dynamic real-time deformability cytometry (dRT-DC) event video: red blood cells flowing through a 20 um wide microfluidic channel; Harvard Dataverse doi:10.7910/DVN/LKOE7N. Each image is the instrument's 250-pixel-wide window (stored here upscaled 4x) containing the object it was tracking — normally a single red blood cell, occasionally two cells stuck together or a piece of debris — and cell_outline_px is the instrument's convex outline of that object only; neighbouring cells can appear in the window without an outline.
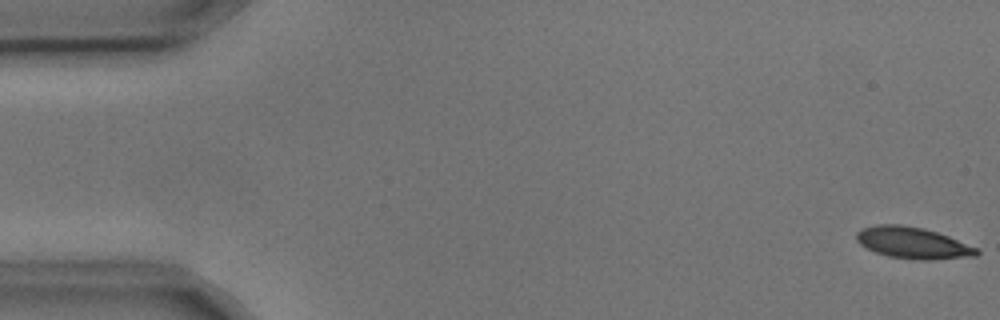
{"species": "common noctule bat (a hibernating species)", "species_latin": "Nyctalus noctula", "temperature_condition": "cold", "stored_images_in_passage": 6, "camera_frame_rate_fps": 3000, "um_per_image_px": 0.085, "animal": {"sex": "male", "body_mass_g": 17.9, "forearm_length_mm": 54.2}, "frame": {"image": 1, "passage_image": 1, "time_ms": 0.0, "image_size_px": [1000, 320], "cell_outline_px": [[980, 252], [976, 256], [928, 260], [920, 260], [888, 256], [876, 252], [860, 244], [856, 240], [856, 232], [864, 228], [876, 224], [900, 224], [924, 228], [948, 236], [980, 248]], "centroid_in_image_um": [77.62, 20.64], "position_along_channel_um": 7.4, "area_um2": 22.08}}
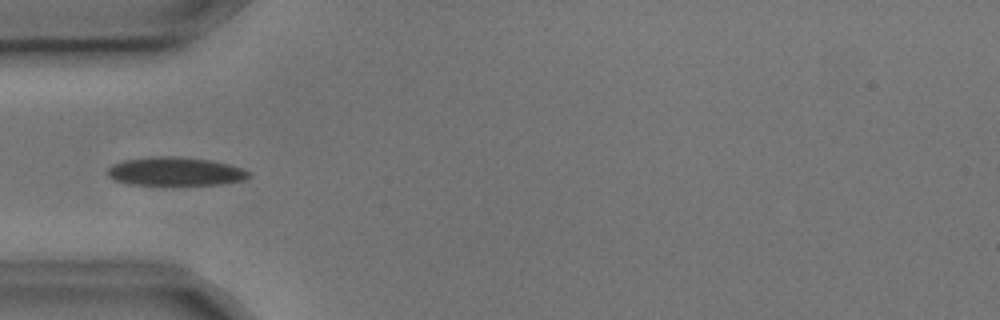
{"frame": {"image": 2, "passage_image": 4, "time_ms": 1.0, "image_size_px": [1000, 320], "cell_outline_px": [[248, 176], [244, 180], [220, 184], [132, 184], [112, 180], [104, 172], [112, 164], [124, 160], [156, 156], [172, 156], [208, 160], [228, 164], [240, 168], [248, 172]], "centroid_in_image_um": [14.81, 14.57], "position_along_channel_um": 70.2, "area_um2": 23.12}}
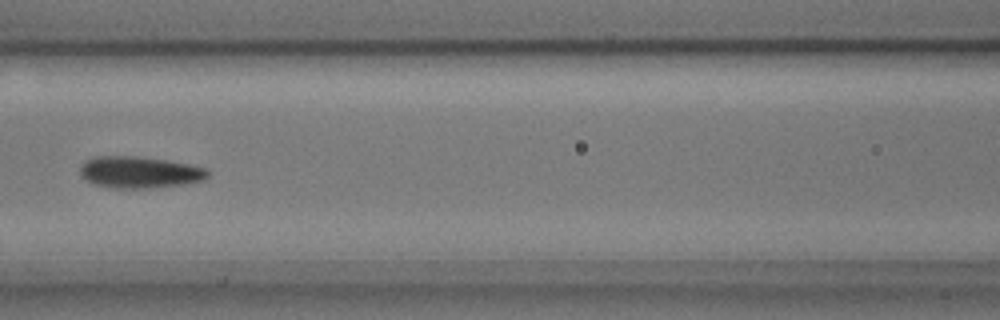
{"frame": {"image": 3, "passage_image": 6, "time_ms": 1.667, "image_size_px": [1000, 320], "cell_outline_px": [[208, 176], [204, 180], [184, 184], [144, 188], [108, 188], [92, 184], [80, 176], [80, 164], [84, 160], [96, 156], [136, 156], [168, 160], [188, 164], [204, 168], [208, 172]], "centroid_in_image_um": [11.78, 14.64], "position_along_channel_um": 154.8, "area_um2": 23.7}}